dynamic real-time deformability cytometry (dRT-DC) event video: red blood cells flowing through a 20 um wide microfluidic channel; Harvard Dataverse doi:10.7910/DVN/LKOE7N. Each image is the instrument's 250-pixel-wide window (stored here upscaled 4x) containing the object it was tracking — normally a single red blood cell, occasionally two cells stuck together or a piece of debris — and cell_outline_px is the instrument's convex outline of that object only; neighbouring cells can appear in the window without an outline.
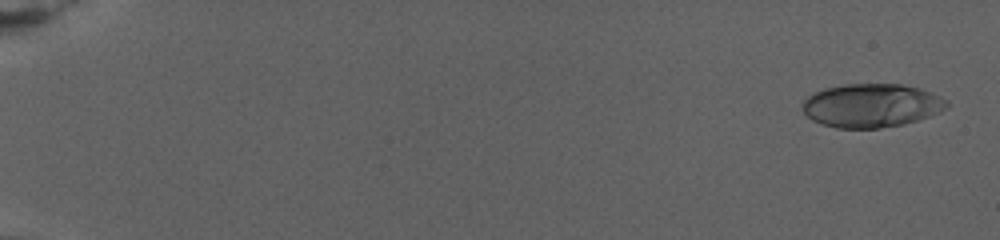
{"species": "human", "species_latin": "Homo sapiens", "temperature_condition": "warm", "stored_images_in_passage": 63, "camera_frame_rate_fps": 3000, "um_per_image_px": 0.085, "donor": {"sex": "female"}, "frame": {"image": 1, "passage_image": 2, "time_ms": 0.333, "image_size_px": [1000, 240], "cell_outline_px": [[948, 104], [940, 112], [904, 124], [880, 128], [836, 128], [820, 124], [812, 120], [804, 112], [804, 100], [808, 96], [824, 88], [844, 84], [900, 84], [920, 88], [948, 100]], "centroid_in_image_um": [74.06, 8.97], "position_along_channel_um": 10.9, "area_um2": 36.47}}
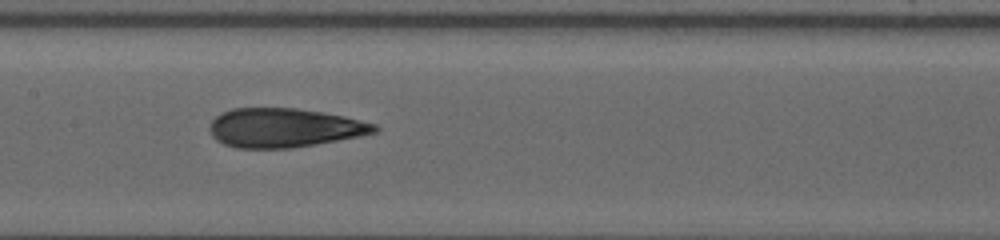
{"frame": {"image": 2, "passage_image": 34, "time_ms": 14.0, "image_size_px": [1000, 240], "cell_outline_px": [[380, 128], [376, 132], [336, 140], [292, 148], [236, 148], [224, 144], [216, 140], [212, 136], [208, 128], [212, 120], [220, 112], [232, 108], [296, 108], [324, 112], [344, 116], [376, 124]], "centroid_in_image_um": [24.11, 10.85], "position_along_channel_um": 183.3, "area_um2": 37.51}}
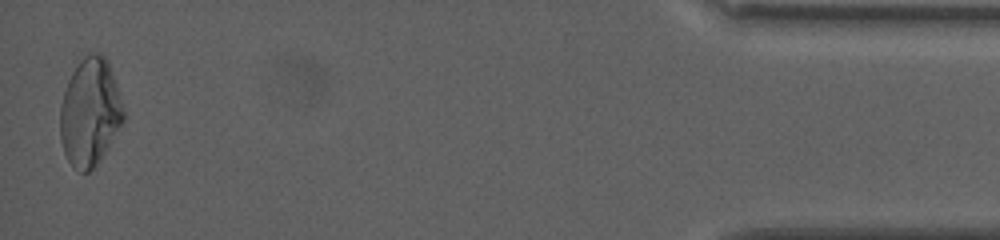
{"frame": {"image": 3, "passage_image": 63, "time_ms": 26.0, "image_size_px": [1000, 240], "cell_outline_px": [[124, 120], [100, 160], [88, 172], [80, 172], [68, 160], [64, 152], [60, 140], [60, 104], [68, 80], [72, 72], [84, 52], [100, 52], [108, 60], [116, 84], [124, 112]], "centroid_in_image_um": [7.63, 9.49], "position_along_channel_um": 427.6, "area_um2": 39.77}, "authors_computed_cell_mechanics": {"area_um2": 36.7608, "velocity_mm_per_s": 2.6567, "shape_relaxation_time_tau1_ms": null, "shape_relaxation_time_tau2_ms": 2.171, "deformation_change_tau1": null, "deformation_change_tau2": 0.0994}}